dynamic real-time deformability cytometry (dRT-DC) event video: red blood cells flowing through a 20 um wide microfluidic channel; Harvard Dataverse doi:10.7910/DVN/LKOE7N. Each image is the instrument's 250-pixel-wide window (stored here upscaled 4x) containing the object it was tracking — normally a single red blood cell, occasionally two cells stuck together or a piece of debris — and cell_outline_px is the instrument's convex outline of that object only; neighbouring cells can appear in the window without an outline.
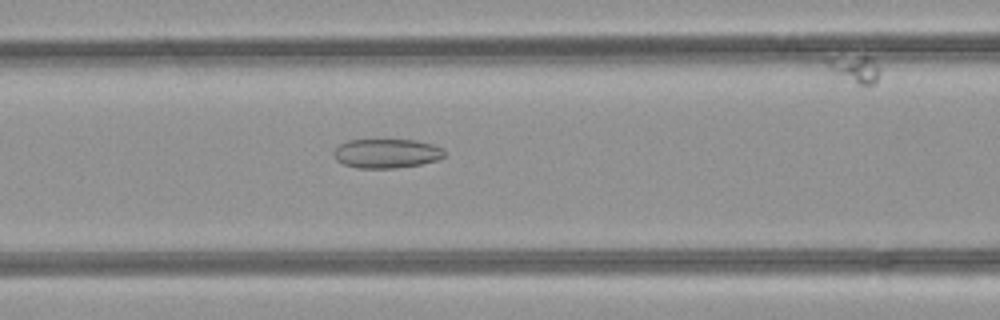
{"species": "common noctule bat (a hibernating species)", "species_latin": "Nyctalus noctula", "temperature_condition": "room temperature", "stored_images_in_passage": 39, "camera_frame_rate_fps": 3000, "um_per_image_px": 0.085, "animal": {"sex": "female", "body_mass_g": 21.9}, "frame": {"image": 1, "passage_image": 15, "time_ms": 4.667, "image_size_px": [1000, 320], "cell_outline_px": [[444, 156], [436, 160], [420, 164], [396, 168], [360, 168], [344, 164], [336, 160], [332, 152], [340, 144], [348, 140], [416, 140], [432, 144], [440, 148], [444, 152]], "centroid_in_image_um": [32.82, 13.04], "position_along_channel_um": 133.8, "area_um2": 18.67}}
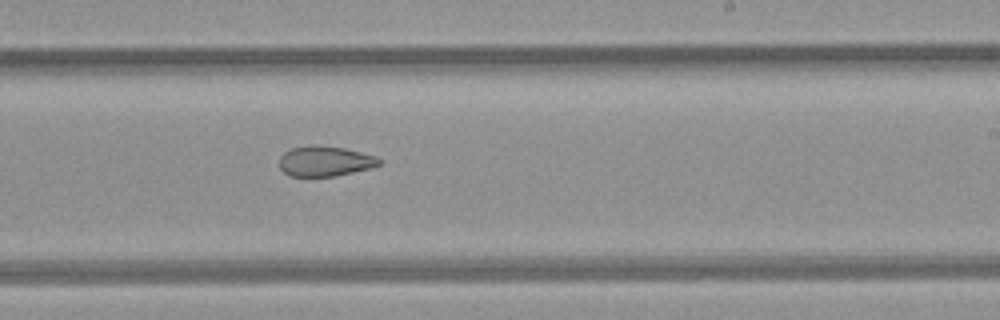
{"frame": {"image": 2, "passage_image": 24, "time_ms": 7.667, "image_size_px": [1000, 320], "cell_outline_px": [[380, 164], [372, 168], [336, 176], [288, 176], [280, 168], [280, 156], [284, 152], [292, 148], [312, 144], [344, 148], [376, 156], [380, 160]], "centroid_in_image_um": [27.61, 13.7], "position_along_channel_um": 261.4, "area_um2": 17.63}}
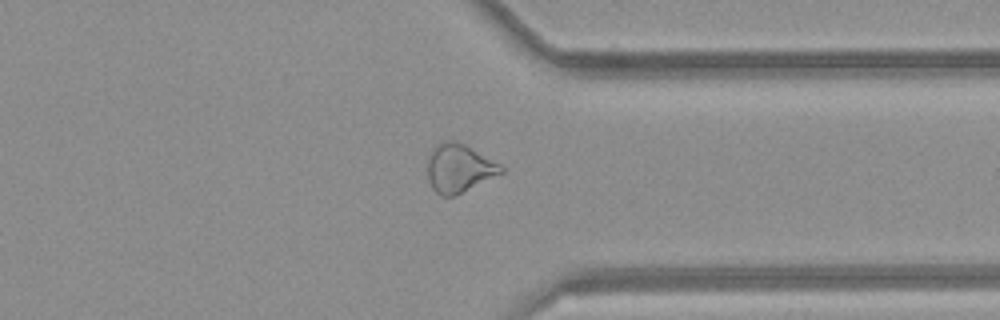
{"frame": {"image": 3, "passage_image": 32, "time_ms": 10.333, "image_size_px": [1000, 320], "cell_outline_px": [[504, 172], [456, 196], [440, 196], [432, 188], [428, 180], [428, 160], [432, 148], [440, 140], [452, 140], [464, 144], [500, 164], [504, 168]], "centroid_in_image_um": [39.0, 14.3], "position_along_channel_um": 372.4, "area_um2": 20.81}, "authors_computed_cell_mechanics": {"area_um2": 20.808, "velocity_mm_per_s": 4.2616, "shape_relaxation_time_tau1_ms": null, "shape_relaxation_time_tau2_ms": 4.8665, "deformation_change_tau1": null, "deformation_change_tau2": 0.1216}}